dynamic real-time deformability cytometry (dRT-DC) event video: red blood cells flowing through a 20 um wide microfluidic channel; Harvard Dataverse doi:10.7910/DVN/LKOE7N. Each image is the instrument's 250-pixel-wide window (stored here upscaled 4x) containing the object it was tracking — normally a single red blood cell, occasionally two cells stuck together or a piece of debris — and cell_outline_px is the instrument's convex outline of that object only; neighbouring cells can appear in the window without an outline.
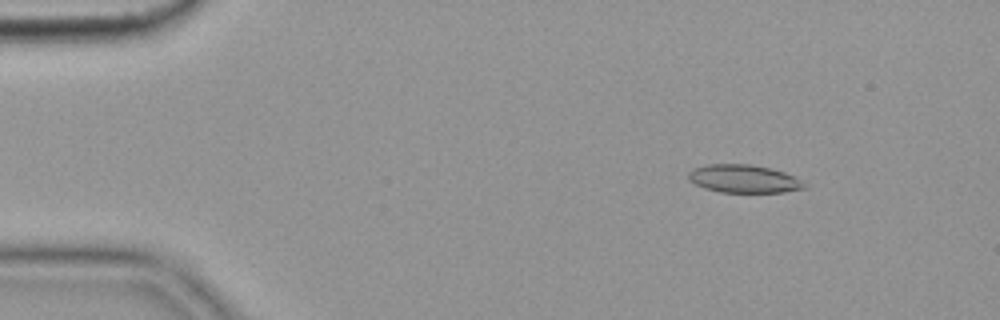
{"species": "common noctule bat (a hibernating species)", "species_latin": "Nyctalus noctula", "temperature_condition": "cold", "stored_images_in_passage": 55, "camera_frame_rate_fps": 3000, "um_per_image_px": 0.085, "animal": {"sex": "female", "body_mass_g": 19.9}, "frame": {"image": 1, "passage_image": 7, "time_ms": 2.0, "image_size_px": [1000, 320], "cell_outline_px": [[808, 188], [784, 192], [720, 192], [704, 188], [688, 180], [688, 172], [692, 168], [708, 164], [748, 164], [768, 168], [784, 172], [796, 176]], "centroid_in_image_um": [63.2, 15.2], "position_along_channel_um": 21.8, "area_um2": 18.96}}
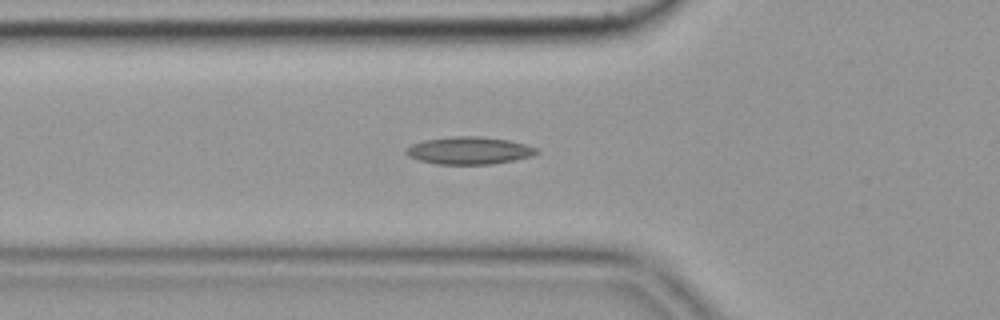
{"frame": {"image": 2, "passage_image": 19, "time_ms": 6.0, "image_size_px": [1000, 320], "cell_outline_px": [[540, 152], [532, 156], [492, 164], [436, 164], [420, 160], [408, 156], [404, 152], [404, 148], [412, 144], [424, 140], [452, 136], [480, 136], [508, 140], [524, 144], [536, 148]], "centroid_in_image_um": [39.84, 12.79], "position_along_channel_um": 86.0, "area_um2": 20.87}}
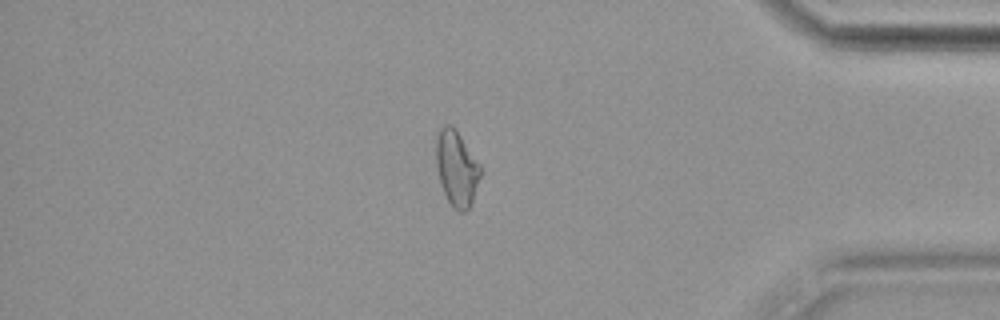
{"frame": {"image": 3, "passage_image": 47, "time_ms": 15.333, "image_size_px": [1000, 320], "cell_outline_px": [[484, 168], [472, 200], [468, 208], [464, 212], [456, 212], [452, 208], [440, 184], [436, 164], [436, 140], [440, 128], [444, 124], [452, 124], [456, 128]], "centroid_in_image_um": [38.83, 14.28], "position_along_channel_um": 396.4, "area_um2": 20.0}, "authors_computed_cell_mechanics": {"area_um2": 19.363, "velocity_mm_per_s": 3.6424, "shape_relaxation_time_tau1_ms": null, "shape_relaxation_time_tau2_ms": 11.1719, "deformation_change_tau1": null, "deformation_change_tau2": 0.2181}}